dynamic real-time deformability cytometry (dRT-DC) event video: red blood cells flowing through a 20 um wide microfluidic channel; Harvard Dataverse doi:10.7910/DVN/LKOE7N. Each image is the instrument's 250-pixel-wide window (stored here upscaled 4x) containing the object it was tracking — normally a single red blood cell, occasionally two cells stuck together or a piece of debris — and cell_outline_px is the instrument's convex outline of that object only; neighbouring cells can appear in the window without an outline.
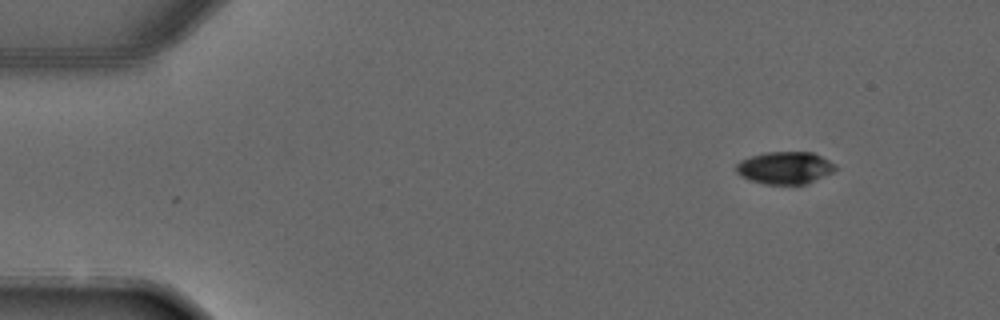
{"species": "common noctule bat (a hibernating species)", "species_latin": "Nyctalus noctula", "temperature_condition": "warm", "stored_images_in_passage": 3, "camera_frame_rate_fps": 3000, "um_per_image_px": 0.085, "animal": {"sex": "male", "forearm_length_mm": 52.5}, "frame": {"image": 1, "passage_image": 1, "time_ms": 0.0, "image_size_px": [1000, 320], "cell_outline_px": [[836, 168], [832, 172], [804, 184], [764, 184], [740, 176], [736, 172], [736, 164], [740, 160], [764, 152], [812, 152], [836, 164]], "centroid_in_image_um": [66.69, 14.25], "position_along_channel_um": 18.3, "area_um2": 18.5}}